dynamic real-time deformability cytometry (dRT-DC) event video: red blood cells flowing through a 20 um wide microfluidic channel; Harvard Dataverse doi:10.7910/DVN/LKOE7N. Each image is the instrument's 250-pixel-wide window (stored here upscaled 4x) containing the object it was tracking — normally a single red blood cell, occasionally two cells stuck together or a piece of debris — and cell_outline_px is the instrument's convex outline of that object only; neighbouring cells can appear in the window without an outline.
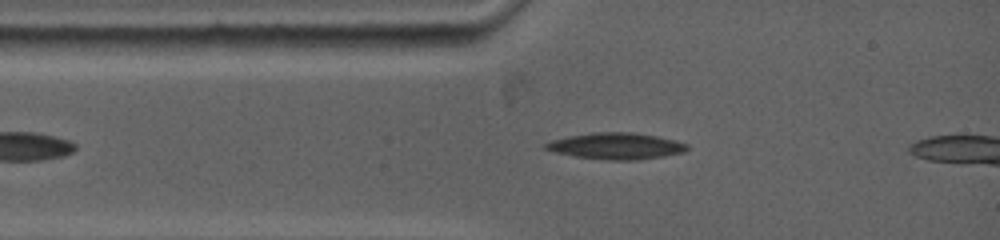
{"species": "common noctule bat (a hibernating species)", "species_latin": "Nyctalus noctula", "temperature_condition": "warm", "stored_images_in_passage": 60, "camera_frame_rate_fps": 5000, "um_per_image_px": 0.085, "animal": {"sex": "female", "body_mass_g": 19.0, "forearm_length_mm": 53.3}, "frame": {"image": 1, "passage_image": 4, "time_ms": 0.6, "image_size_px": [1000, 240], "cell_outline_px": [[688, 148], [684, 152], [664, 156], [640, 160], [604, 160], [576, 156], [556, 152], [544, 148], [544, 144], [552, 140], [568, 136], [592, 132], [632, 132], [656, 136], [676, 140], [688, 144]], "centroid_in_image_um": [52.39, 12.41], "position_along_channel_um": 32.6, "area_um2": 21.79}}
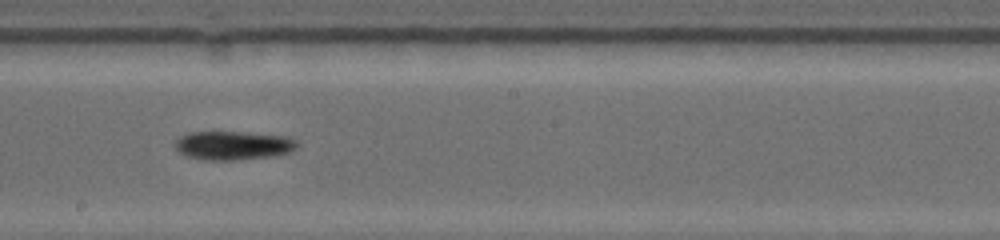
{"frame": {"image": 2, "passage_image": 28, "time_ms": 5.8, "image_size_px": [1000, 240], "cell_outline_px": [[300, 144], [296, 148], [288, 152], [276, 156], [236, 160], [200, 160], [188, 156], [180, 152], [176, 148], [176, 140], [180, 136], [188, 132], [244, 132], [288, 136], [296, 140]], "centroid_in_image_um": [19.86, 12.36], "position_along_channel_um": 228.3, "area_um2": 20.63}}
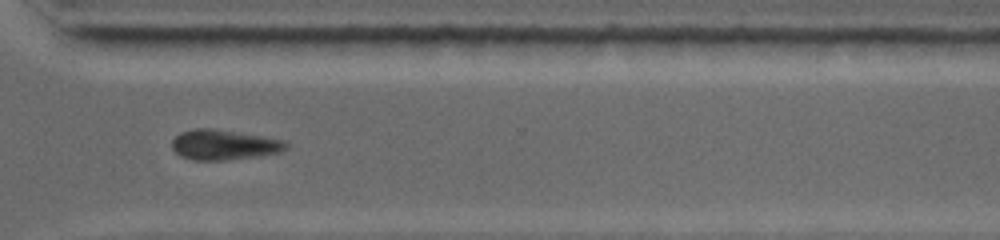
{"frame": {"image": 3, "passage_image": 47, "time_ms": 9.0, "image_size_px": [1000, 240], "cell_outline_px": [[292, 144], [288, 148], [280, 152], [260, 156], [228, 160], [192, 160], [180, 156], [172, 148], [172, 140], [180, 132], [192, 128], [212, 128], [264, 136], [288, 140]], "centroid_in_image_um": [19.1, 12.3], "position_along_channel_um": 351.5, "area_um2": 20.52}}